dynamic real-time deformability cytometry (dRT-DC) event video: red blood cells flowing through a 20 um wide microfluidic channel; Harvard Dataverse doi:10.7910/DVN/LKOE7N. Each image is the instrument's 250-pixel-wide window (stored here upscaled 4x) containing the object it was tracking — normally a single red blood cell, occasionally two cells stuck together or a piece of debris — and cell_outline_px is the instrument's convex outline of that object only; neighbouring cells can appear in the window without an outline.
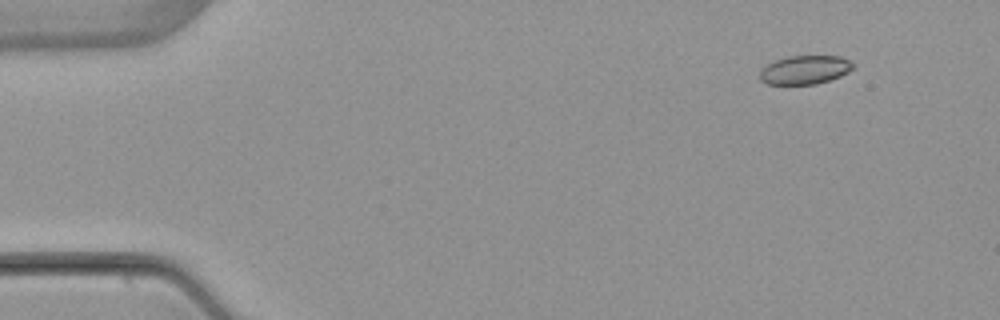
{"species": "common noctule bat (a hibernating species)", "species_latin": "Nyctalus noctula", "temperature_condition": "warm", "stored_images_in_passage": 5, "camera_frame_rate_fps": 3000, "um_per_image_px": 0.085, "animal": {"sex": "female", "body_mass_g": 22.7, "forearm_length_mm": 54.2}, "frame": {"image": 1, "passage_image": 2, "time_ms": 1.333, "image_size_px": [1000, 320], "cell_outline_px": [[856, 68], [840, 76], [816, 84], [764, 84], [760, 80], [760, 68], [772, 60], [788, 56], [840, 56], [856, 64]], "centroid_in_image_um": [68.39, 5.93], "position_along_channel_um": 16.6, "area_um2": 15.9}}
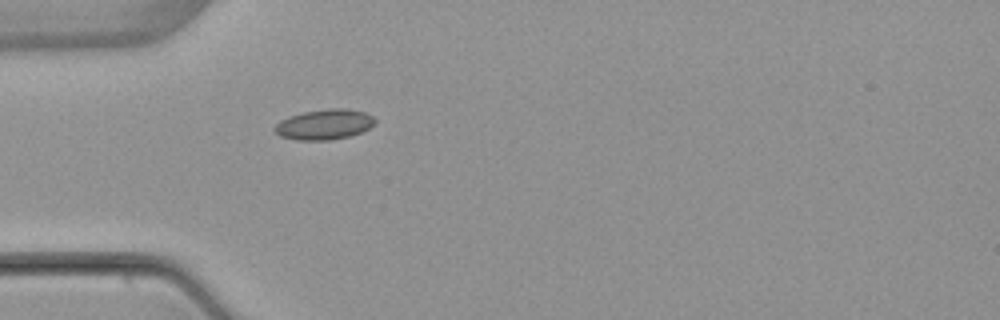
{"frame": {"image": 2, "passage_image": 5, "time_ms": 5.0, "image_size_px": [1000, 320], "cell_outline_px": [[376, 124], [360, 132], [348, 136], [332, 140], [296, 140], [280, 136], [272, 128], [280, 120], [288, 116], [304, 112], [328, 108], [344, 108], [364, 112], [372, 116], [376, 120]], "centroid_in_image_um": [27.55, 10.57], "position_along_channel_um": 57.5, "area_um2": 17.74}}